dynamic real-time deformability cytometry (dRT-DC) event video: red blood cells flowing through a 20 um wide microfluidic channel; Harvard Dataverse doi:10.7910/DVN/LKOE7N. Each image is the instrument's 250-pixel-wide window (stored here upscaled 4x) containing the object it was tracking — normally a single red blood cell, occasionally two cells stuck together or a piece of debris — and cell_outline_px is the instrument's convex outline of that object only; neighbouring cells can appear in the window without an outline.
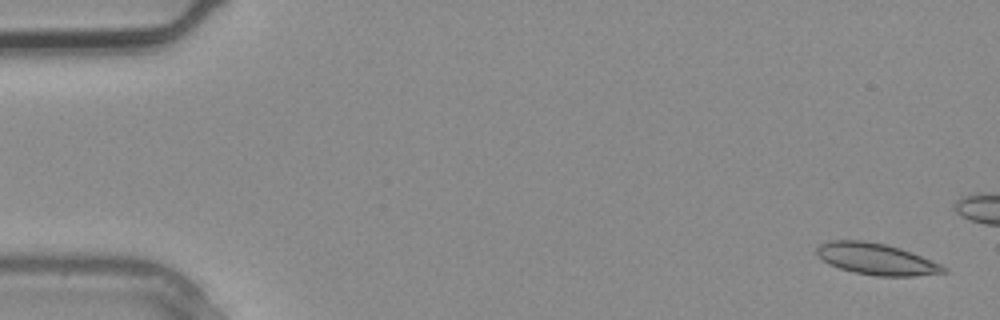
{"species": "common noctule bat (a hibernating species)", "species_latin": "Nyctalus noctula", "temperature_condition": "warm", "stored_images_in_passage": 2, "segment_of_instrument_passage": [2, 2], "camera_frame_rate_fps": 3000, "um_per_image_px": 0.085, "animal": {"sex": "male", "body_mass_g": 20.4}, "frame": {"image": 1, "passage_image": 2, "time_ms": 0.333, "image_size_px": [1000, 320], "cell_outline_px": [[948, 272], [916, 276], [876, 276], [856, 272], [840, 268], [828, 264], [816, 252], [816, 248], [820, 244], [828, 240], [864, 240], [884, 244], [900, 248], [912, 252], [940, 264], [948, 268]], "centroid_in_image_um": [74.5, 22.01], "position_along_channel_um": 10.5, "area_um2": 23.18}}